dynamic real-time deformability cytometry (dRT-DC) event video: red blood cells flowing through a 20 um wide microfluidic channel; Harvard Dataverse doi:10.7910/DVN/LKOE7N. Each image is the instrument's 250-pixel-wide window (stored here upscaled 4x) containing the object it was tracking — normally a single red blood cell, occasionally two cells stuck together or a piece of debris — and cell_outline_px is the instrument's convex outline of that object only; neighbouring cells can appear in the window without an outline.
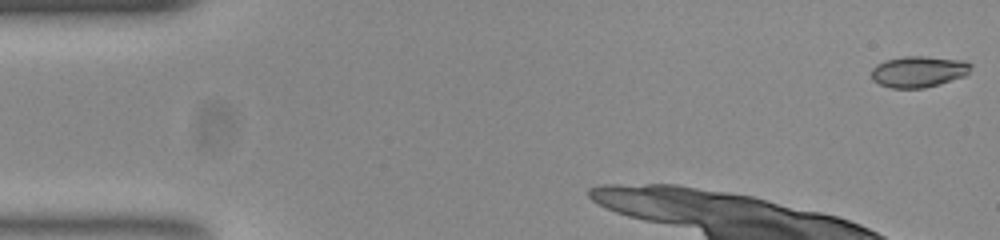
{"species": "common noctule bat (a hibernating species)", "species_latin": "Nyctalus noctula", "temperature_condition": "room temperature", "stored_images_in_passage": 39, "camera_frame_rate_fps": 3000, "um_per_image_px": 0.085, "animal": {"sex": "female", "body_mass_g": 23.0, "forearm_length_mm": 53.4}, "frame": {"image": 1, "passage_image": 1, "time_ms": 0.0, "image_size_px": [1000, 240], "cell_outline_px": [[972, 64], [968, 72], [964, 76], [940, 84], [924, 88], [892, 88], [880, 84], [872, 80], [872, 68], [876, 64], [884, 60], [904, 56], [924, 56], [964, 60]], "centroid_in_image_um": [78.06, 6.08], "position_along_channel_um": 6.9, "area_um2": 18.15}, "authors_computed_cell_mechanics": {"area_um2": 19.1896, "velocity_mm_per_s": 3.8267, "shape_relaxation_time_tau1_ms": 8.4686, "shape_relaxation_time_tau2_ms": null, "deformation_change_tau1": 0.2213, "deformation_change_tau2": null}}